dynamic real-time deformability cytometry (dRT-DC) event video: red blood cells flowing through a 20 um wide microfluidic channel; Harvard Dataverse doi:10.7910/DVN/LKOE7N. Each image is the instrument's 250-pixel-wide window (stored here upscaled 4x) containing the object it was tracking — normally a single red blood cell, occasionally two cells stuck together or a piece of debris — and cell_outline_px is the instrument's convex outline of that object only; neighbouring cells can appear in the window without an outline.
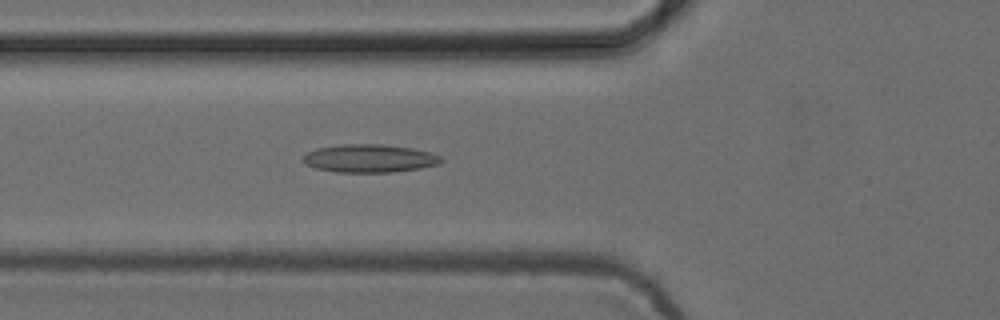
{"species": "common noctule bat (a hibernating species)", "species_latin": "Nyctalus noctula", "temperature_condition": "cold", "stored_images_in_passage": 51, "camera_frame_rate_fps": 3000, "um_per_image_px": 0.085, "animal": {"sex": "female", "body_mass_g": 24.6, "forearm_length_mm": 56.2}, "frame": {"image": 1, "passage_image": 18, "time_ms": 5.667, "image_size_px": [1000, 320], "cell_outline_px": [[444, 160], [440, 164], [420, 168], [392, 172], [336, 172], [316, 168], [304, 164], [300, 160], [308, 152], [316, 148], [340, 144], [384, 144], [412, 148], [432, 152], [440, 156]], "centroid_in_image_um": [31.41, 13.46], "position_along_channel_um": 94.4, "area_um2": 22.83}}
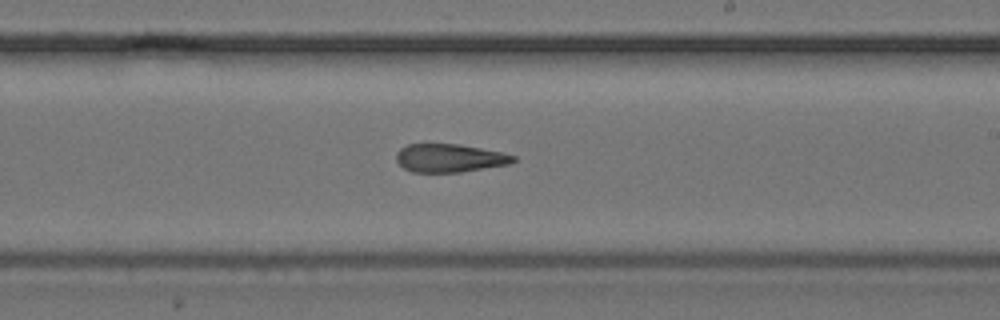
{"frame": {"image": 2, "passage_image": 30, "time_ms": 9.667, "image_size_px": [1000, 320], "cell_outline_px": [[516, 160], [508, 164], [460, 172], [412, 172], [404, 168], [396, 160], [396, 152], [400, 148], [408, 144], [460, 144], [504, 152], [516, 156]], "centroid_in_image_um": [38.21, 13.42], "position_along_channel_um": 250.8, "area_um2": 19.31}}
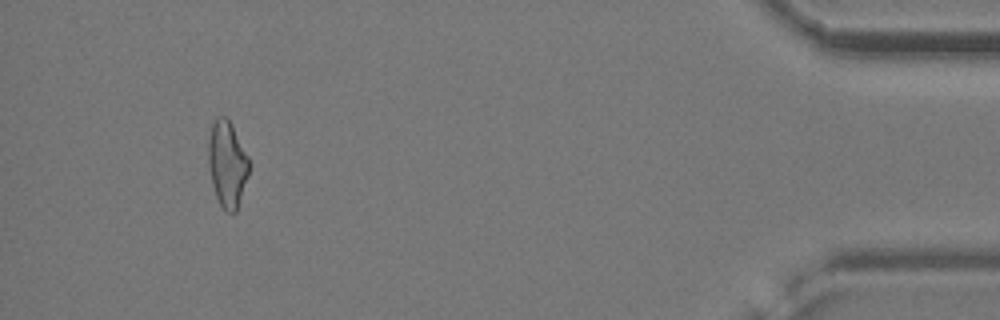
{"frame": {"image": 3, "passage_image": 48, "time_ms": 15.667, "image_size_px": [1000, 320], "cell_outline_px": [[248, 176], [236, 212], [228, 212], [220, 204], [216, 196], [212, 184], [208, 164], [208, 140], [212, 124], [216, 116], [224, 116], [228, 120], [248, 156]], "centroid_in_image_um": [19.29, 13.94], "position_along_channel_um": 415.9, "area_um2": 20.06}, "authors_computed_cell_mechanics": {"area_um2": 20.808, "velocity_mm_per_s": 3.8935, "shape_relaxation_time_tau1_ms": null, "shape_relaxation_time_tau2_ms": 3.9505, "deformation_change_tau1": null, "deformation_change_tau2": 0.1389}}